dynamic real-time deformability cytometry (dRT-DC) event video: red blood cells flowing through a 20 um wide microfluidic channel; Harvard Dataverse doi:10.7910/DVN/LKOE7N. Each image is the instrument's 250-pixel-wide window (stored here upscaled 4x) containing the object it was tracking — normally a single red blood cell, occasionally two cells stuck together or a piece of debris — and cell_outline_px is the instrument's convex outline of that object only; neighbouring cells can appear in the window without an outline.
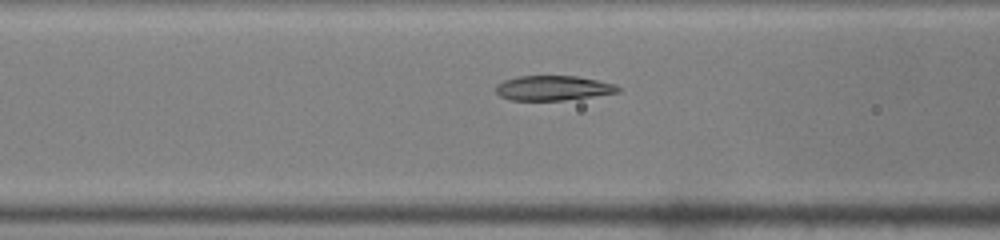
{"species": "common noctule bat (a hibernating species)", "species_latin": "Nyctalus noctula", "temperature_condition": "warm", "stored_images_in_passage": 37, "camera_frame_rate_fps": 3000, "um_per_image_px": 0.085, "animal": {"sex": "male", "body_mass_g": 19.0, "forearm_length_mm": 50.8}, "frame": {"image": 1, "passage_image": 9, "time_ms": 2.667, "image_size_px": [1000, 240], "cell_outline_px": [[620, 92], [564, 100], [512, 100], [500, 96], [496, 92], [496, 84], [504, 80], [516, 76], [576, 76], [616, 84], [620, 88]], "centroid_in_image_um": [46.99, 7.48], "position_along_channel_um": 119.6, "area_um2": 17.57}}
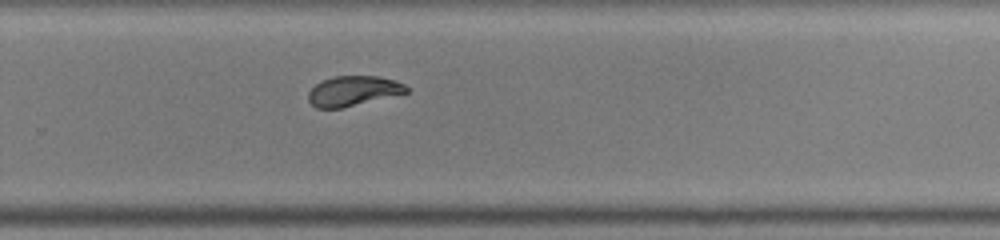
{"frame": {"image": 2, "passage_image": 22, "time_ms": 7.0, "image_size_px": [1000, 240], "cell_outline_px": [[408, 92], [340, 108], [316, 108], [308, 100], [308, 92], [316, 84], [332, 76], [380, 76], [396, 80], [404, 84], [408, 88]], "centroid_in_image_um": [30.01, 7.71], "position_along_channel_um": 299.8, "area_um2": 16.94}}
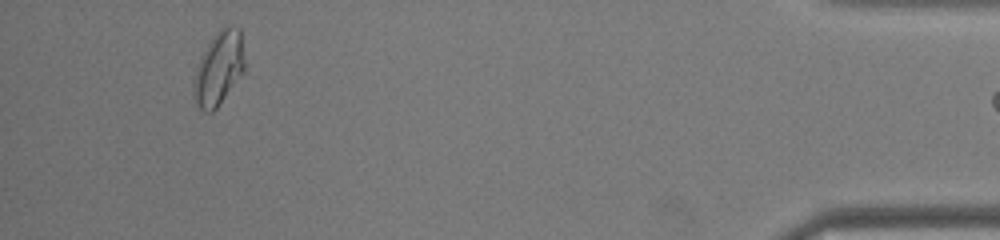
{"frame": {"image": 3, "passage_image": 35, "time_ms": 11.333, "image_size_px": [1000, 240], "cell_outline_px": [[244, 72], [216, 108], [212, 112], [204, 112], [192, 100], [192, 84], [196, 68], [200, 56], [212, 36], [224, 24], [232, 24], [240, 28], [244, 60]], "centroid_in_image_um": [18.56, 5.78], "position_along_channel_um": 416.6, "area_um2": 22.31}, "authors_computed_cell_mechanics": {"area_um2": 18.2648, "velocity_mm_per_s": 4.1662, "shape_relaxation_time_tau1_ms": 7.5528, "shape_relaxation_time_tau2_ms": 1.0315, "deformation_change_tau1": 0.2679, "deformation_change_tau2": 0.0449}}